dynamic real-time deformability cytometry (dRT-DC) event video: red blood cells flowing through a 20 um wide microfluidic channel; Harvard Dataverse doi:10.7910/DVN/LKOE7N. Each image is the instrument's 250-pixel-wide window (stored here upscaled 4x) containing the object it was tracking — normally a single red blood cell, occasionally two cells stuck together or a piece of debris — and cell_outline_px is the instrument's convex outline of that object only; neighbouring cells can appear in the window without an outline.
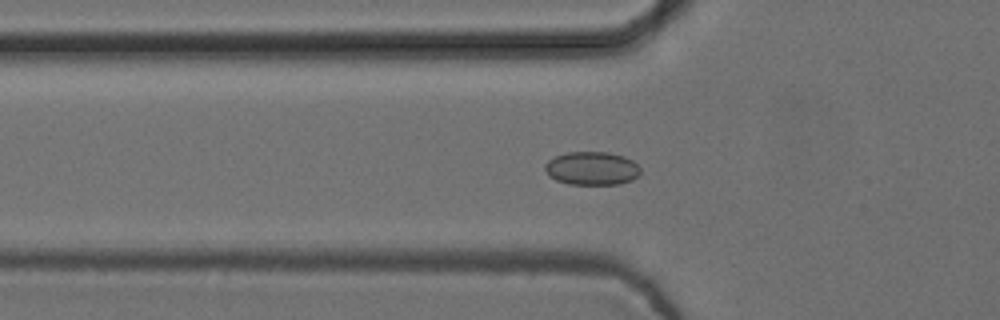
{"species": "common noctule bat (a hibernating species)", "species_latin": "Nyctalus noctula", "temperature_condition": "cold", "stored_images_in_passage": 53, "camera_frame_rate_fps": 3000, "um_per_image_px": 0.085, "animal": {"sex": "female", "body_mass_g": 24.6, "forearm_length_mm": 56.2}, "frame": {"image": 1, "passage_image": 16, "time_ms": 5.0, "image_size_px": [1000, 320], "cell_outline_px": [[640, 172], [632, 180], [620, 184], [568, 184], [556, 180], [548, 176], [544, 168], [544, 164], [548, 160], [556, 156], [568, 152], [608, 152], [624, 156], [632, 160], [640, 168]], "centroid_in_image_um": [50.28, 14.31], "position_along_channel_um": 75.5, "area_um2": 18.61}}
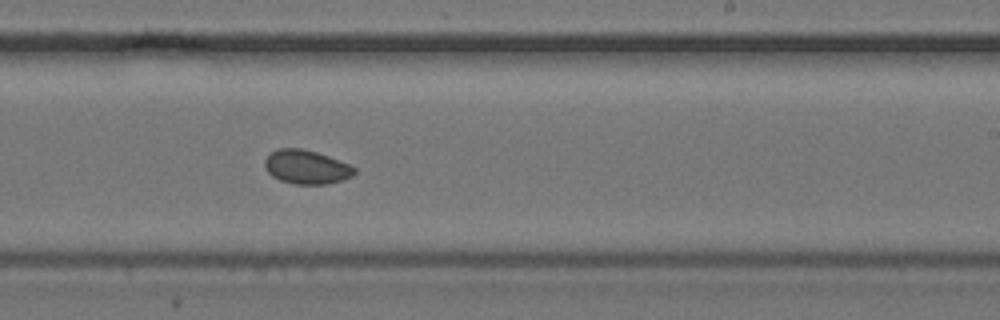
{"frame": {"image": 2, "passage_image": 31, "time_ms": 10.0, "image_size_px": [1000, 320], "cell_outline_px": [[356, 172], [352, 176], [344, 180], [328, 184], [296, 184], [280, 180], [272, 176], [268, 172], [264, 164], [264, 160], [276, 148], [300, 148], [316, 152], [328, 156], [348, 164], [356, 168]], "centroid_in_image_um": [26.05, 14.2], "position_along_channel_um": 262.9, "area_um2": 17.69}}
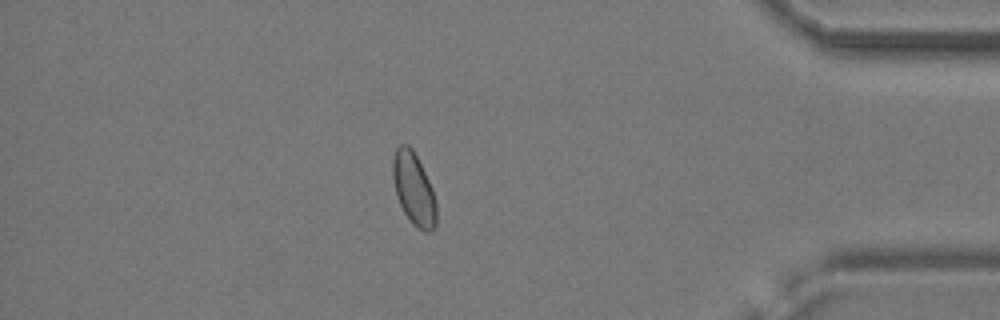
{"frame": {"image": 3, "passage_image": 45, "time_ms": 14.667, "image_size_px": [1000, 320], "cell_outline_px": [[436, 224], [432, 232], [424, 232], [412, 224], [404, 212], [400, 204], [396, 192], [392, 176], [392, 160], [396, 148], [400, 144], [408, 144], [412, 148], [432, 188], [436, 200]], "centroid_in_image_um": [35.17, 16.07], "position_along_channel_um": 400.0, "area_um2": 18.32}, "authors_computed_cell_mechanics": {"area_um2": 17.918, "velocity_mm_per_s": 3.7438, "shape_relaxation_time_tau1_ms": 3.3568, "shape_relaxation_time_tau2_ms": 2.2751, "deformation_change_tau1": 0.0228, "deformation_change_tau2": 0.0419}}